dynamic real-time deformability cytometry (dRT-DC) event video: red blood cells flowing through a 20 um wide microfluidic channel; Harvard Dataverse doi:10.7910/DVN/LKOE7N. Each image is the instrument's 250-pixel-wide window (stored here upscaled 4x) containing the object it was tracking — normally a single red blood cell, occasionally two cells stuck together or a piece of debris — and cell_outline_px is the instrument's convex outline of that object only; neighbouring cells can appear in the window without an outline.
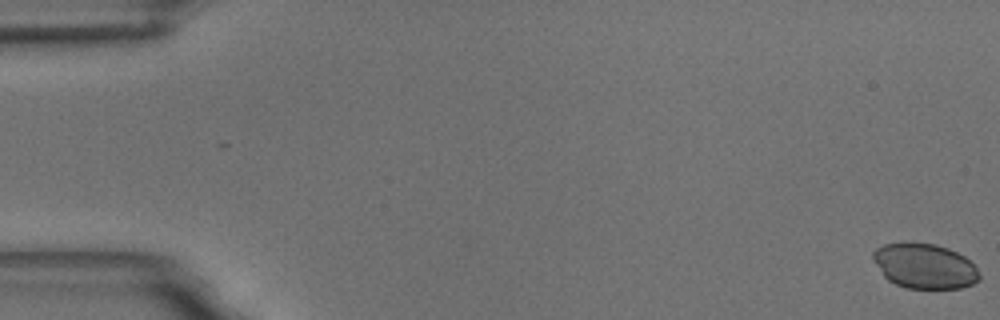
{"species": "common noctule bat (a hibernating species)", "species_latin": "Nyctalus noctula", "temperature_condition": "room temperature", "stored_images_in_passage": 16, "camera_frame_rate_fps": 3000, "um_per_image_px": 0.085, "animal": {"sex": "male", "body_mass_g": 18.8}, "frame": {"image": 1, "passage_image": 1, "time_ms": 0.0, "image_size_px": [1000, 320], "cell_outline_px": [[980, 280], [972, 284], [960, 288], [908, 288], [896, 284], [888, 280], [884, 276], [872, 260], [872, 252], [876, 248], [884, 244], [904, 240], [936, 244], [948, 248], [964, 256], [976, 268], [980, 276]], "centroid_in_image_um": [78.54, 22.58], "position_along_channel_um": 6.5, "area_um2": 28.26}}